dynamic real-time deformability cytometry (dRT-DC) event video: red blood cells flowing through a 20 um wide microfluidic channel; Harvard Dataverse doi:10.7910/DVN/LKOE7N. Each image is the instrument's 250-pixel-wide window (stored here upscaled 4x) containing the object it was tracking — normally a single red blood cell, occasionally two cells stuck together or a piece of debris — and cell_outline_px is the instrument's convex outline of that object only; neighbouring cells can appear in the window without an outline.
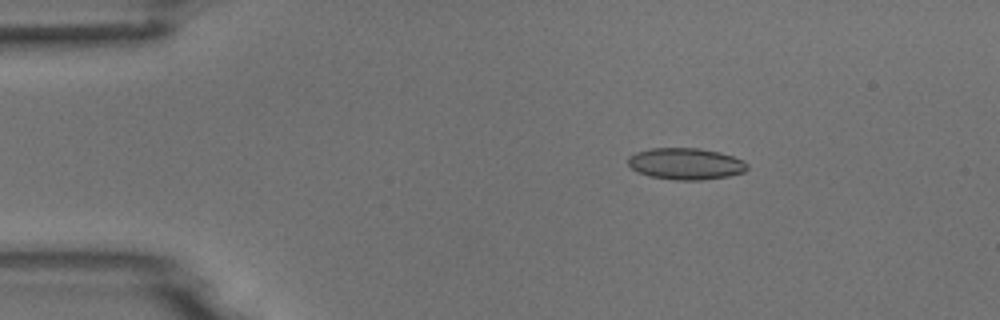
{"species": "common noctule bat (a hibernating species)", "species_latin": "Nyctalus noctula", "temperature_condition": "room temperature", "stored_images_in_passage": 5, "camera_frame_rate_fps": 3000, "um_per_image_px": 0.085, "animal": {"sex": "male", "body_mass_g": 18.8}, "frame": {"image": 1, "passage_image": 3, "time_ms": 0.667, "image_size_px": [1000, 320], "cell_outline_px": [[748, 168], [744, 172], [728, 176], [700, 180], [676, 180], [648, 176], [636, 172], [628, 164], [628, 156], [636, 152], [652, 148], [700, 148], [720, 152], [744, 160], [748, 164]], "centroid_in_image_um": [58.28, 13.92], "position_along_channel_um": 26.7, "area_um2": 22.08}}
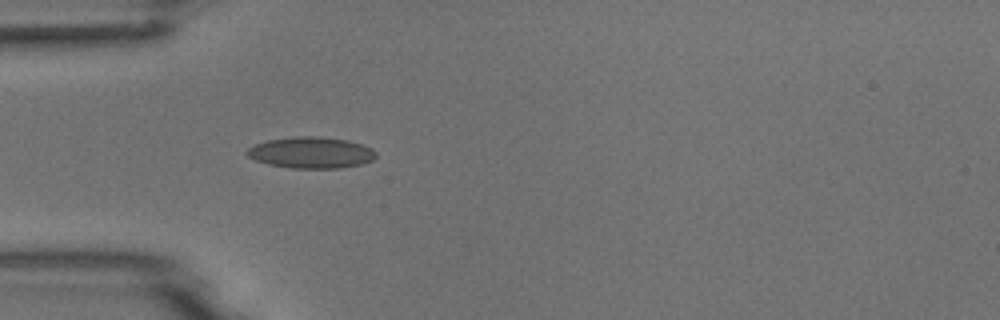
{"frame": {"image": 2, "passage_image": 5, "time_ms": 1.333, "image_size_px": [1000, 320], "cell_outline_px": [[376, 156], [372, 160], [360, 164], [340, 168], [292, 168], [268, 164], [256, 160], [248, 156], [244, 152], [248, 148], [256, 144], [268, 140], [292, 136], [320, 136], [348, 140], [364, 144], [372, 148], [376, 152]], "centroid_in_image_um": [26.45, 12.96], "position_along_channel_um": 58.5, "area_um2": 23.64}}